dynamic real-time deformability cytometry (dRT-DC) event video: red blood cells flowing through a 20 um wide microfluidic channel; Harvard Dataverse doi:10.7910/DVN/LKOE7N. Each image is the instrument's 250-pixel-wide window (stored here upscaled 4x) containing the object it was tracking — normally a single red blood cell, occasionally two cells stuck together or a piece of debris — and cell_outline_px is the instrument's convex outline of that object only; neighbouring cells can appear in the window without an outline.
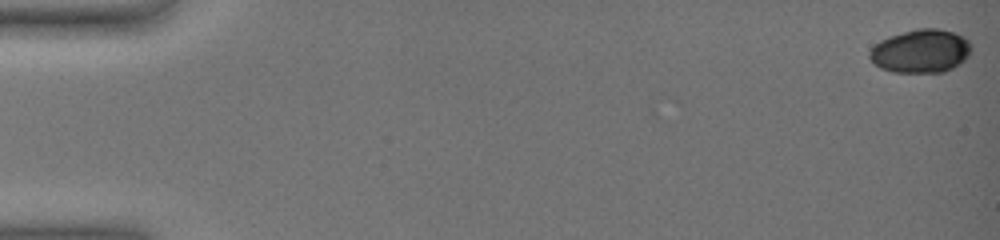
{"species": "common noctule bat (a hibernating species)", "species_latin": "Nyctalus noctula", "temperature_condition": "warm", "stored_images_in_passage": 56, "camera_frame_rate_fps": 3000, "um_per_image_px": 0.085, "animal": {"sex": "female", "body_mass_g": 19.0, "forearm_length_mm": 51.5}, "frame": {"image": 1, "passage_image": 1, "time_ms": 0.0, "image_size_px": [1000, 240], "cell_outline_px": [[972, 48], [968, 56], [960, 64], [944, 72], [892, 72], [880, 68], [868, 56], [868, 52], [880, 40], [888, 36], [916, 28], [936, 28], [952, 32], [964, 36], [972, 44]], "centroid_in_image_um": [78.28, 4.34], "position_along_channel_um": 6.7, "area_um2": 25.89}}
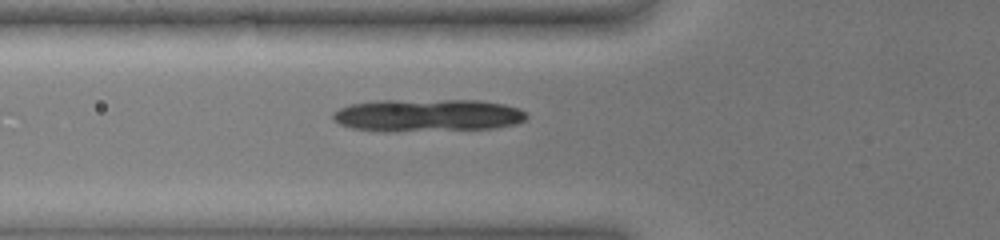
{"frame": {"image": 2, "passage_image": 23, "time_ms": 7.333, "image_size_px": [1000, 240], "cell_outline_px": [[528, 116], [524, 120], [512, 124], [492, 128], [396, 132], [380, 132], [352, 128], [340, 124], [332, 116], [340, 108], [352, 104], [380, 100], [480, 100], [504, 104], [520, 108]], "centroid_in_image_um": [36.34, 9.81], "position_along_channel_um": 89.5, "area_um2": 36.82}}
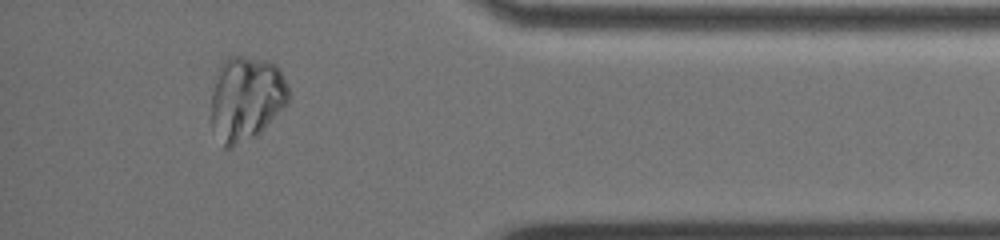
{"frame": {"image": 3, "passage_image": 52, "time_ms": 17.0, "image_size_px": [1000, 240], "cell_outline_px": [[288, 104], [256, 136], [232, 148], [224, 148], [212, 124], [212, 92], [220, 64], [228, 56], [244, 56], [264, 60], [276, 64], [280, 68], [288, 88]], "centroid_in_image_um": [20.94, 8.36], "position_along_channel_um": 414.3, "area_um2": 38.09}}